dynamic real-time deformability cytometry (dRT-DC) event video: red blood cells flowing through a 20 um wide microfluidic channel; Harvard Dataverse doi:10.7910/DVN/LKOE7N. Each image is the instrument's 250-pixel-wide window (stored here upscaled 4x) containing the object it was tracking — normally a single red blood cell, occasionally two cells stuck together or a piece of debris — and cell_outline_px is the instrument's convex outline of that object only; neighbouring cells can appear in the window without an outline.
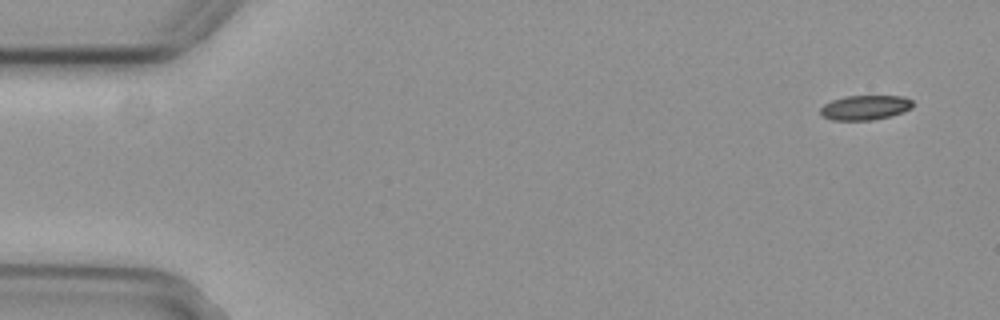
{"species": "common noctule bat (a hibernating species)", "species_latin": "Nyctalus noctula", "temperature_condition": "cold", "stored_images_in_passage": 52, "camera_frame_rate_fps": 3000, "um_per_image_px": 0.085, "animal": {"sex": "female", "body_mass_g": 29.2, "forearm_length_mm": 56.3}, "frame": {"image": 1, "passage_image": 1, "time_ms": 0.0, "image_size_px": [1000, 320], "cell_outline_px": [[912, 108], [904, 112], [892, 116], [872, 120], [832, 120], [820, 116], [820, 108], [824, 104], [832, 100], [844, 96], [904, 96], [912, 100]], "centroid_in_image_um": [73.53, 9.15], "position_along_channel_um": 11.5, "area_um2": 13.47}}
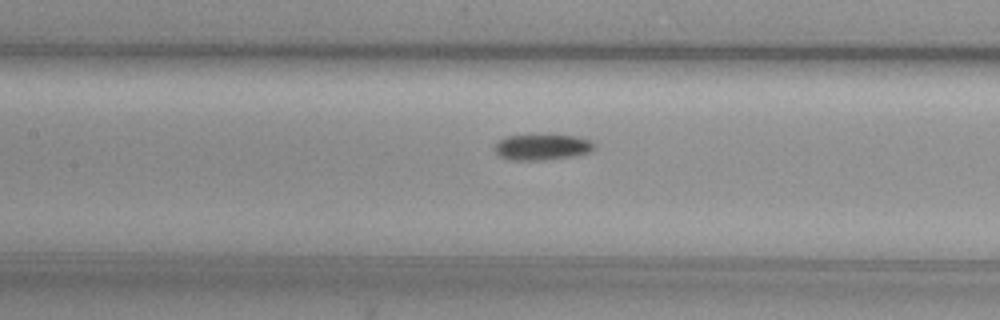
{"frame": {"image": 2, "passage_image": 23, "time_ms": 7.333, "image_size_px": [1000, 320], "cell_outline_px": [[596, 144], [588, 152], [576, 156], [540, 160], [512, 160], [500, 156], [496, 152], [496, 144], [500, 140], [508, 136], [576, 136], [592, 140]], "centroid_in_image_um": [46.12, 12.52], "position_along_channel_um": 161.3, "area_um2": 14.57}}
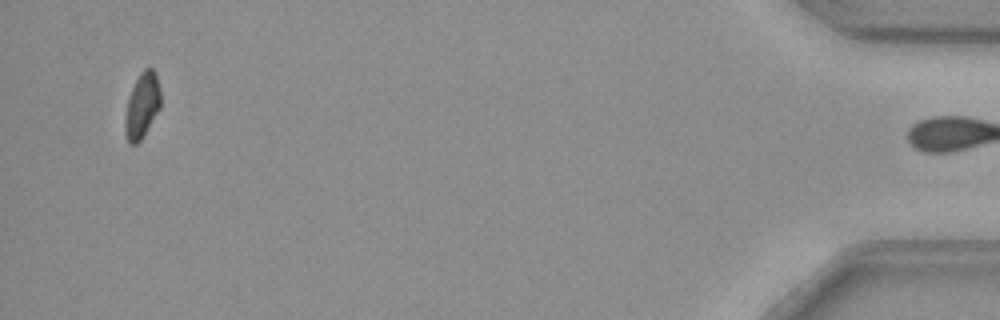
{"frame": {"image": 3, "passage_image": 51, "time_ms": 16.667, "image_size_px": [1000, 320], "cell_outline_px": [[160, 108], [140, 140], [136, 144], [128, 144], [124, 128], [124, 120], [128, 96], [140, 72], [144, 68], [152, 68], [156, 72], [160, 88]], "centroid_in_image_um": [12.06, 8.95], "position_along_channel_um": 423.1, "area_um2": 13.58}}